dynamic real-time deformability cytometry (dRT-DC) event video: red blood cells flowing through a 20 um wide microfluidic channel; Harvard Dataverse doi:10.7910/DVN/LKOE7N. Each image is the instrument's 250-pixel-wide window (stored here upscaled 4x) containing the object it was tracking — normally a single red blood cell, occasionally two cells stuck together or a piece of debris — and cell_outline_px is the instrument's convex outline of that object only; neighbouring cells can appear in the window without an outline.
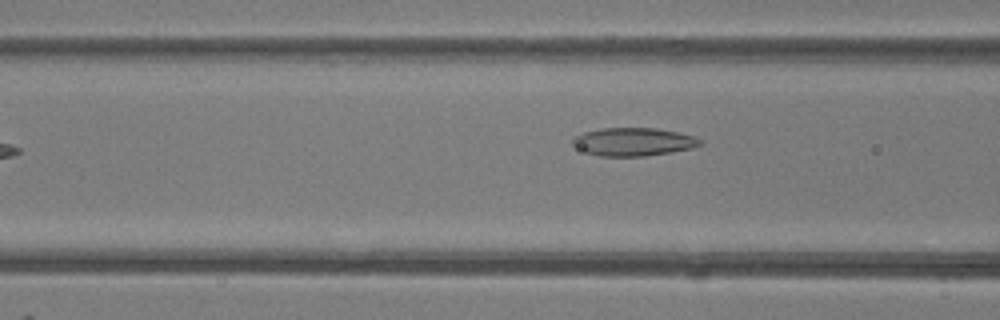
{"species": "common noctule bat (a hibernating species)", "species_latin": "Nyctalus noctula", "temperature_condition": "room temperature", "stored_images_in_passage": 7, "camera_frame_rate_fps": 3000, "um_per_image_px": 0.085, "animal": {"sex": "female"}, "frame": {"image": 1, "passage_image": 7, "time_ms": 7.0, "image_size_px": [1000, 320], "cell_outline_px": [[704, 144], [692, 148], [644, 156], [600, 156], [584, 152], [572, 144], [572, 136], [584, 132], [600, 128], [656, 128], [676, 132], [692, 136], [700, 140]], "centroid_in_image_um": [53.78, 12.05], "position_along_channel_um": 112.8, "area_um2": 20.81}}